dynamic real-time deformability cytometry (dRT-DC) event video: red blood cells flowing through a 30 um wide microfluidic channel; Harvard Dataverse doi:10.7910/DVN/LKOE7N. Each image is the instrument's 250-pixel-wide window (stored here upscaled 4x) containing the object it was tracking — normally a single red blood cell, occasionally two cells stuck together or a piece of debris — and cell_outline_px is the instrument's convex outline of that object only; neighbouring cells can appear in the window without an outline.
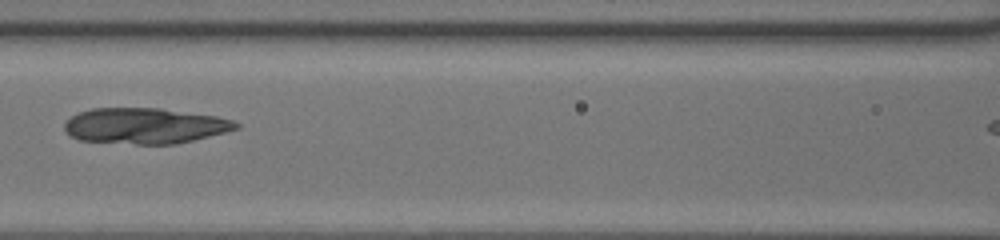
{"species": "common noctule bat (a hibernating species)", "species_latin": "Nyctalus noctula", "temperature_condition": "room temperature", "stored_images_in_passage": 38, "camera_frame_rate_fps": 3000, "um_per_image_px": 0.085, "animal": {"sex": "female", "body_mass_g": 20.0, "forearm_length_mm": 54.0}, "frame": {"image": 1, "passage_image": 18, "time_ms": 5.667, "image_size_px": [1000, 240], "cell_outline_px": [[240, 128], [176, 144], [136, 144], [80, 140], [68, 136], [64, 128], [64, 124], [72, 116], [80, 112], [92, 108], [160, 108], [216, 116], [232, 120], [240, 124]], "centroid_in_image_um": [12.3, 10.69], "position_along_channel_um": 154.3, "area_um2": 35.6}}
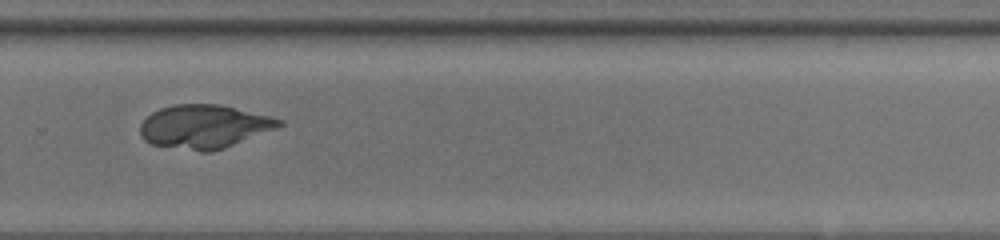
{"frame": {"image": 2, "passage_image": 29, "time_ms": 9.333, "image_size_px": [1000, 240], "cell_outline_px": [[284, 124], [276, 128], [224, 148], [212, 152], [200, 152], [152, 144], [144, 140], [140, 136], [140, 124], [152, 112], [160, 108], [176, 104], [220, 104], [272, 116], [284, 120]], "centroid_in_image_um": [17.36, 10.75], "position_along_channel_um": 312.4, "area_um2": 35.37}}
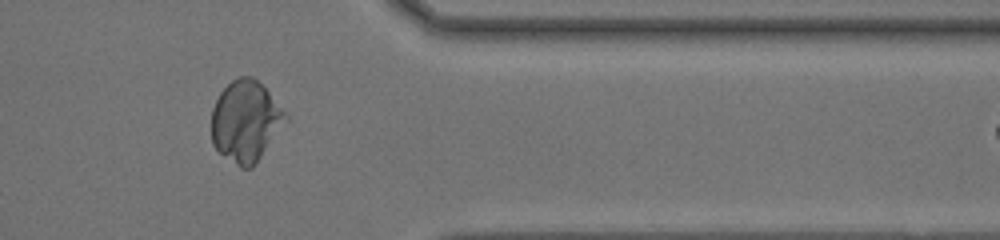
{"frame": {"image": 3, "passage_image": 35, "time_ms": 11.333, "image_size_px": [1000, 240], "cell_outline_px": [[288, 120], [256, 164], [252, 168], [240, 168], [220, 152], [212, 144], [212, 108], [220, 92], [232, 80], [240, 76], [252, 76], [268, 92], [288, 116]], "centroid_in_image_um": [20.88, 10.32], "position_along_channel_um": 390.5, "area_um2": 34.8}}